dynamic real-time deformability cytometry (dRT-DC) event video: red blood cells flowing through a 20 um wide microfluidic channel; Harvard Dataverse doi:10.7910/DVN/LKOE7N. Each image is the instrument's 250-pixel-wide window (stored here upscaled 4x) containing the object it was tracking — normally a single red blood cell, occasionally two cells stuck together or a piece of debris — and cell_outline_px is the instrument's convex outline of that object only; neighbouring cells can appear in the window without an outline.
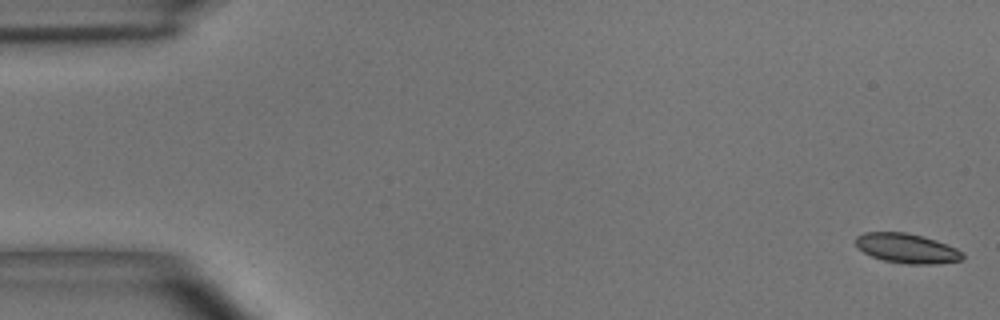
{"species": "common noctule bat (a hibernating species)", "species_latin": "Nyctalus noctula", "temperature_condition": "room temperature", "stored_images_in_passage": 15, "camera_frame_rate_fps": 3000, "um_per_image_px": 0.085, "animal": {"sex": "male", "body_mass_g": 15.6}, "frame": {"image": 1, "passage_image": 1, "time_ms": 0.0, "image_size_px": [1000, 320], "cell_outline_px": [[964, 260], [936, 264], [908, 264], [884, 260], [872, 256], [856, 248], [856, 236], [864, 232], [904, 232], [924, 236], [936, 240], [956, 248], [964, 252]], "centroid_in_image_um": [77.11, 21.11], "position_along_channel_um": 7.9, "area_um2": 18.61}}